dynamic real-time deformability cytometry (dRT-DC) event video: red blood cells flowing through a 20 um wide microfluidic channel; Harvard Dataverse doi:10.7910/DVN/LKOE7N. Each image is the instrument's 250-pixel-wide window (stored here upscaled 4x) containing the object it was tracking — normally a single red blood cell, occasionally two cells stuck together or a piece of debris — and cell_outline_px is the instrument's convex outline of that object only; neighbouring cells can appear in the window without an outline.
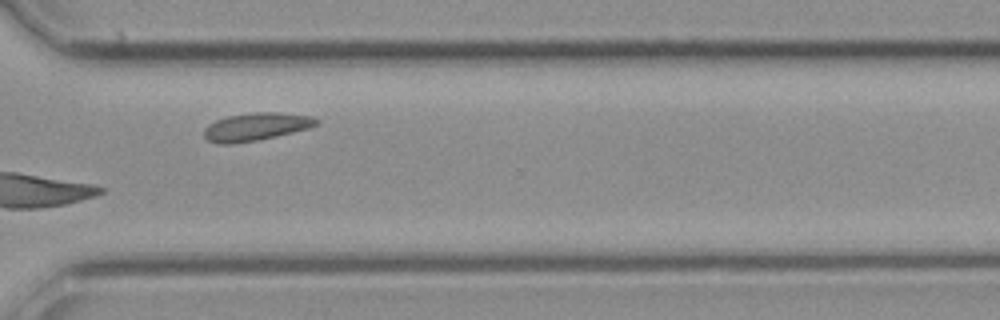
{"species": "common noctule bat (a hibernating species)", "species_latin": "Nyctalus noctula", "temperature_condition": "cold", "stored_images_in_passage": 26, "camera_frame_rate_fps": 3000, "um_per_image_px": 0.085, "animal": {"sex": "female", "body_mass_g": 21.9}, "frame": {"image": 1, "passage_image": 19, "time_ms": 6.0, "image_size_px": [1000, 320], "cell_outline_px": [[320, 124], [308, 128], [276, 136], [256, 140], [232, 144], [216, 144], [208, 140], [204, 136], [204, 128], [208, 124], [216, 120], [228, 116], [252, 112], [280, 112], [312, 116], [320, 120]], "centroid_in_image_um": [21.77, 10.76], "position_along_channel_um": 348.8, "area_um2": 18.32}}